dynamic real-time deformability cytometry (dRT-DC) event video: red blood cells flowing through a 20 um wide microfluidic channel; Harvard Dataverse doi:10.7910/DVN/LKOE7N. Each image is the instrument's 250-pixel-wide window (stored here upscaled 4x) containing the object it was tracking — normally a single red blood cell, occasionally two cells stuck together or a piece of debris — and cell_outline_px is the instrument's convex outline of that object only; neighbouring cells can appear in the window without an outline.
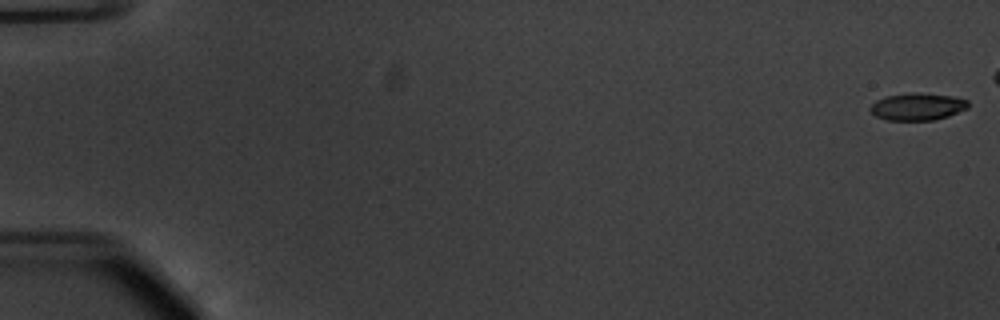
{"species": "common noctule bat (a hibernating species)", "species_latin": "Nyctalus noctula", "temperature_condition": "warm", "stored_images_in_passage": 49, "camera_frame_rate_fps": 3000, "um_per_image_px": 0.085, "animal": {"sex": "male", "body_mass_g": 20.1, "forearm_length_mm": 53.5}, "frame": {"image": 1, "passage_image": 1, "time_ms": 0.0, "image_size_px": [1000, 320], "cell_outline_px": [[968, 108], [948, 116], [936, 120], [888, 120], [876, 116], [868, 108], [876, 100], [884, 96], [912, 92], [952, 96], [968, 100]], "centroid_in_image_um": [77.97, 9.06], "position_along_channel_um": 7.0, "area_um2": 15.55}}
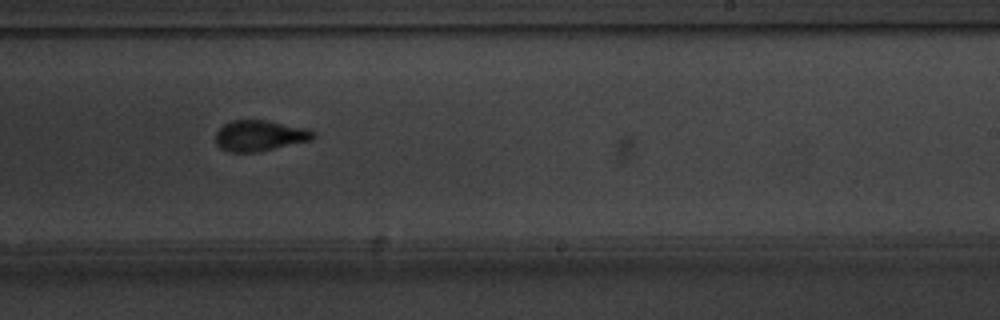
{"frame": {"image": 2, "passage_image": 35, "time_ms": 11.333, "image_size_px": [1000, 320], "cell_outline_px": [[316, 136], [312, 140], [256, 152], [228, 152], [220, 148], [216, 144], [216, 132], [224, 124], [232, 120], [268, 120], [308, 128], [316, 132]], "centroid_in_image_um": [22.1, 11.52], "position_along_channel_um": 266.9, "area_um2": 17.69}}
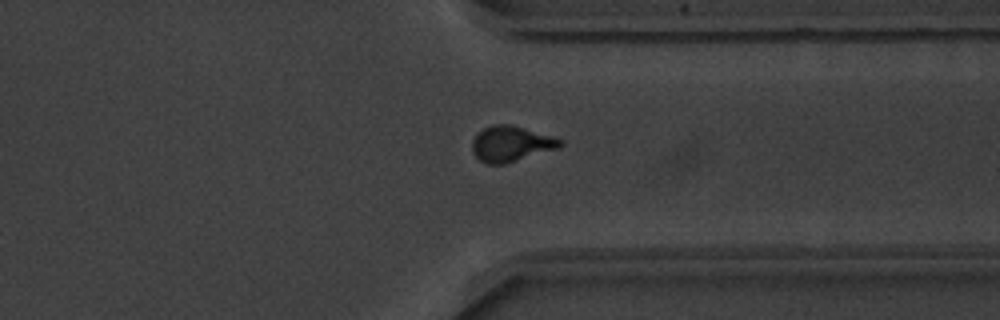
{"frame": {"image": 3, "passage_image": 43, "time_ms": 14.0, "image_size_px": [1000, 320], "cell_outline_px": [[564, 144], [560, 148], [504, 164], [488, 164], [480, 160], [472, 152], [472, 140], [476, 132], [492, 124], [512, 124], [552, 136], [564, 140]], "centroid_in_image_um": [43.45, 12.21], "position_along_channel_um": 368.0, "area_um2": 18.5}}